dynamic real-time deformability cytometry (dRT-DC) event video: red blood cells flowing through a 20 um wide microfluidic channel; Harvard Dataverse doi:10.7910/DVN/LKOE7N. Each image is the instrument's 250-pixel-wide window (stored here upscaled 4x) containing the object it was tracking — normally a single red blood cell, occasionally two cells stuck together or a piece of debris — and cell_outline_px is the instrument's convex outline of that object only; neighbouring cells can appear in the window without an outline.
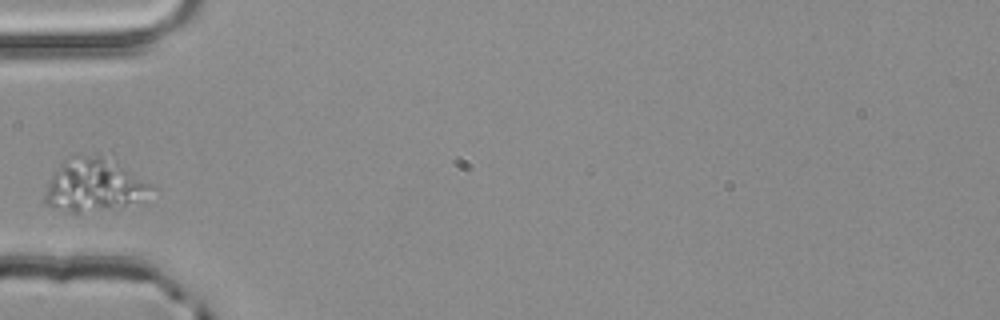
{"species": "common noctule bat (a hibernating species)", "species_latin": "Nyctalus noctula", "temperature_condition": "room temperature", "stored_images_in_passage": 1, "camera_frame_rate_fps": 3000, "um_per_image_px": 0.085, "animal": {"sex": "male", "body_mass_g": 20.4}, "frame": {"image": 1, "passage_image": 1, "time_ms": 0.0, "image_size_px": [1000, 320], "cell_outline_px": [[156, 188], [140, 204], [116, 212], [80, 216], [64, 212], [44, 204], [44, 196], [48, 184], [52, 176], [64, 164], [84, 156], [100, 152], [152, 184]], "centroid_in_image_um": [8.12, 15.89], "position_along_channel_um": 76.9, "area_um2": 34.33}}